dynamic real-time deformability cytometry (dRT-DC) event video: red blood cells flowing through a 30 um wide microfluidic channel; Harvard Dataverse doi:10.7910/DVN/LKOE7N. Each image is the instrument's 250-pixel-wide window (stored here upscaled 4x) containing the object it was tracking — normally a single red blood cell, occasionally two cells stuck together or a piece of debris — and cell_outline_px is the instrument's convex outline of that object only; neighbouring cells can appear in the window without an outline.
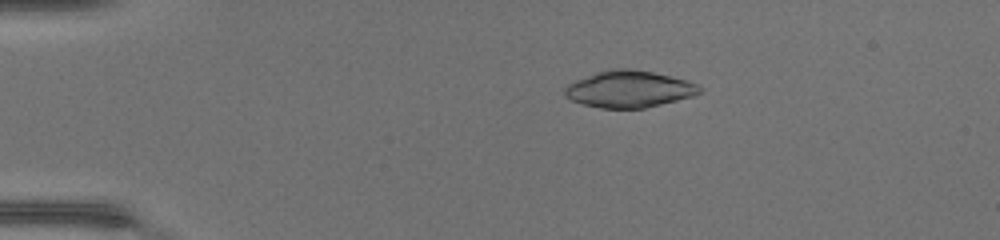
{"species": "common noctule bat (a hibernating species)", "species_latin": "Nyctalus noctula", "temperature_condition": "warm", "stored_images_in_passage": 47, "camera_frame_rate_fps": 3000, "um_per_image_px": 0.085, "animal": {"sex": "female", "body_mass_g": 17.0, "forearm_length_mm": 48.0}, "frame": {"image": 1, "passage_image": 10, "time_ms": 3.0, "image_size_px": [1000, 240], "cell_outline_px": [[700, 92], [692, 96], [644, 108], [600, 108], [584, 104], [572, 100], [564, 92], [564, 88], [568, 84], [576, 80], [600, 72], [620, 68], [624, 68], [652, 72], [684, 80], [696, 84], [700, 88]], "centroid_in_image_um": [53.45, 7.59], "position_along_channel_um": 31.5, "area_um2": 27.98}}
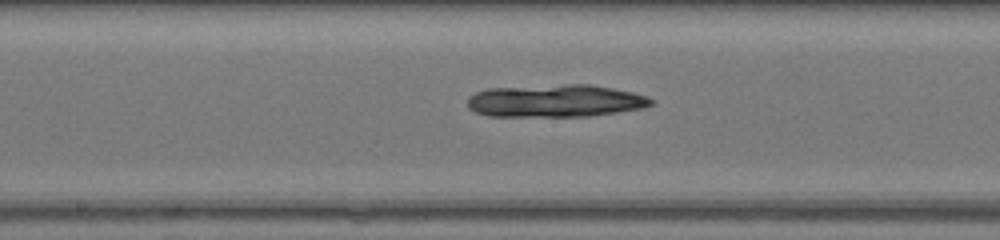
{"frame": {"image": 2, "passage_image": 26, "time_ms": 8.333, "image_size_px": [1000, 240], "cell_outline_px": [[652, 104], [640, 108], [616, 112], [588, 116], [488, 116], [476, 112], [468, 108], [468, 96], [476, 92], [488, 88], [568, 84], [592, 84], [632, 92], [644, 96], [652, 100]], "centroid_in_image_um": [47.15, 8.56], "position_along_channel_um": 201.1, "area_um2": 34.62}}
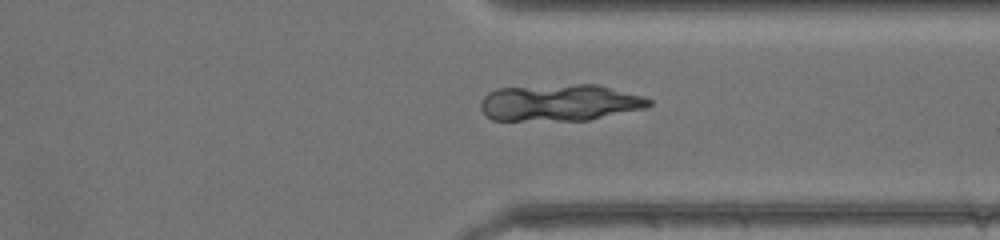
{"frame": {"image": 3, "passage_image": 37, "time_ms": 12.0, "image_size_px": [1000, 240], "cell_outline_px": [[652, 104], [648, 108], [588, 120], [492, 120], [480, 108], [480, 104], [484, 96], [488, 92], [496, 88], [576, 84], [596, 84], [644, 96], [652, 100]], "centroid_in_image_um": [47.61, 8.72], "position_along_channel_um": 363.8, "area_um2": 36.07}}